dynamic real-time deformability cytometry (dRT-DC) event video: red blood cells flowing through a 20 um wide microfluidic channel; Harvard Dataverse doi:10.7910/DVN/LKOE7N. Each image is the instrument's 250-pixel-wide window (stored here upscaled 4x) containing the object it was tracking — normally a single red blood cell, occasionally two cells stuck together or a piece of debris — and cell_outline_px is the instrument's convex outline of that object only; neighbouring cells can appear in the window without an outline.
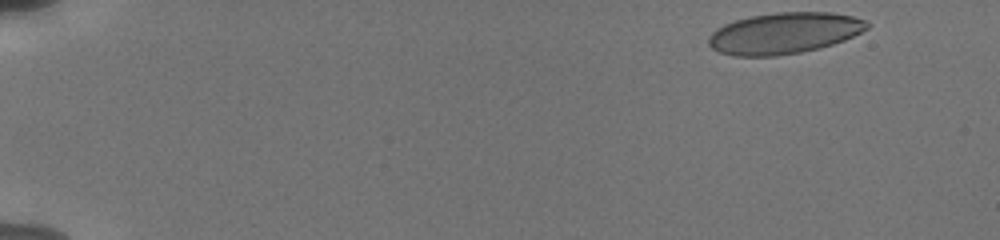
{"species": "human", "species_latin": "Homo sapiens", "temperature_condition": "cold", "stored_images_in_passage": 27, "camera_frame_rate_fps": 3000, "um_per_image_px": 0.085, "donor": {"sex": "male"}, "frame": {"image": 1, "passage_image": 1, "time_ms": 0.0, "image_size_px": [1000, 240], "cell_outline_px": [[872, 24], [868, 28], [844, 40], [820, 48], [800, 52], [776, 56], [732, 56], [720, 52], [712, 48], [708, 44], [708, 36], [716, 28], [724, 24], [736, 20], [752, 16], [776, 12], [832, 12], [852, 16], [868, 20]], "centroid_in_image_um": [66.66, 2.82], "position_along_channel_um": 18.3, "area_um2": 38.21}}
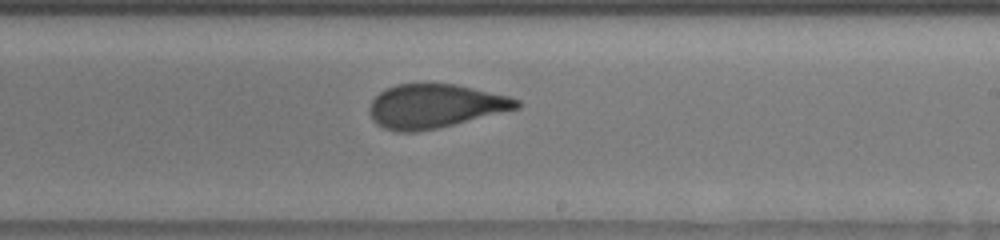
{"frame": {"image": 2, "passage_image": 22, "time_ms": 10.0, "image_size_px": [1000, 240], "cell_outline_px": [[520, 108], [436, 128], [416, 132], [396, 132], [384, 128], [376, 124], [372, 120], [368, 108], [372, 100], [384, 88], [396, 84], [456, 84], [508, 96], [520, 100]], "centroid_in_image_um": [36.93, 9.02], "position_along_channel_um": 252.1, "area_um2": 37.51}}
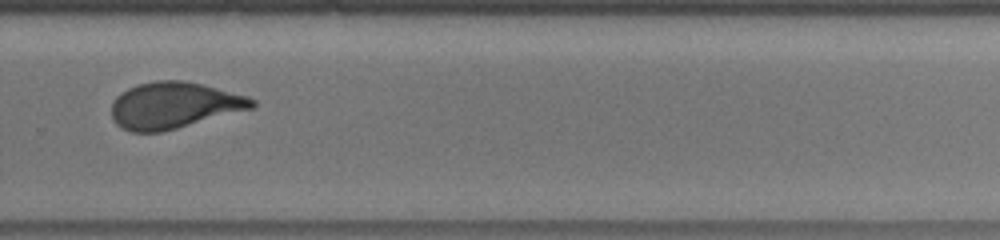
{"frame": {"image": 3, "passage_image": 25, "time_ms": 11.667, "image_size_px": [1000, 240], "cell_outline_px": [[256, 104], [252, 108], [176, 128], [160, 132], [132, 132], [120, 128], [116, 124], [112, 116], [112, 100], [120, 92], [128, 88], [140, 84], [156, 80], [184, 80], [204, 84], [248, 96], [256, 100]], "centroid_in_image_um": [14.76, 8.94], "position_along_channel_um": 315.0, "area_um2": 37.97}}